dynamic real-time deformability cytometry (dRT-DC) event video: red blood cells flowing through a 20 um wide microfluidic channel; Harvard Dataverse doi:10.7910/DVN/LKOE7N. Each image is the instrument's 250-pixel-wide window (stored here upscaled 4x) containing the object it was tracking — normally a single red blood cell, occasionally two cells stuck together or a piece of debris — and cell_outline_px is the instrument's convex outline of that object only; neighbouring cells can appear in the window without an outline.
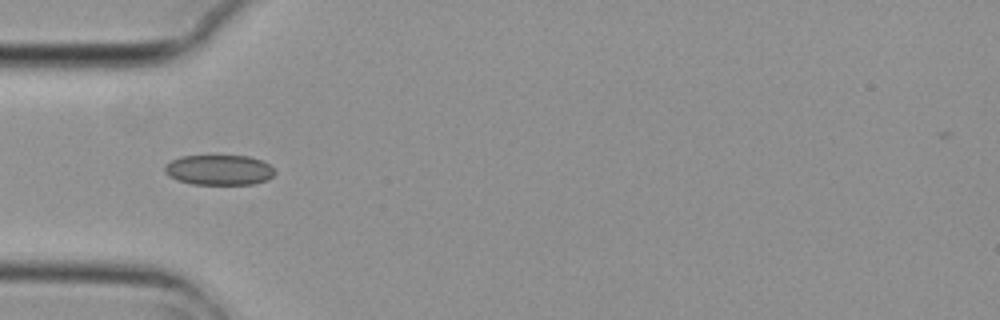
{"species": "common noctule bat (a hibernating species)", "species_latin": "Nyctalus noctula", "temperature_condition": "cold", "stored_images_in_passage": 9, "camera_frame_rate_fps": 3000, "um_per_image_px": 0.085, "animal": {"sex": "female", "body_mass_g": 29.2, "forearm_length_mm": 56.3}, "frame": {"image": 1, "passage_image": 4, "time_ms": 1.0, "image_size_px": [1000, 320], "cell_outline_px": [[276, 172], [268, 180], [252, 184], [192, 184], [176, 180], [168, 176], [164, 172], [164, 168], [172, 160], [180, 156], [248, 156], [260, 160], [268, 164]], "centroid_in_image_um": [18.61, 14.45], "position_along_channel_um": 66.4, "area_um2": 19.31}}
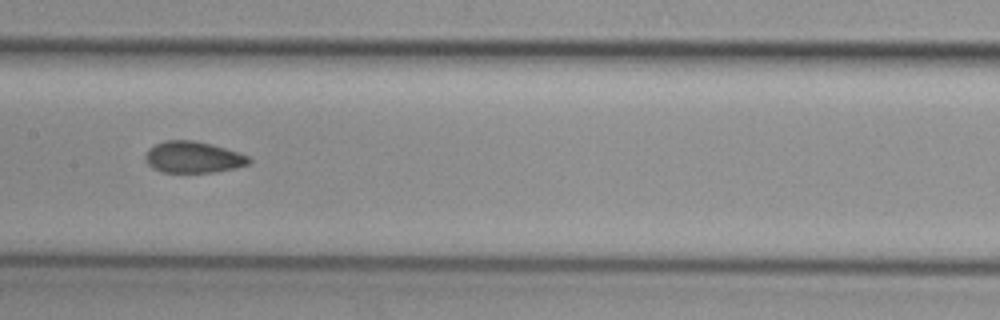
{"frame": {"image": 2, "passage_image": 7, "time_ms": 2.0, "image_size_px": [1000, 320], "cell_outline_px": [[252, 160], [248, 164], [236, 168], [216, 172], [160, 172], [152, 168], [144, 160], [144, 156], [148, 148], [164, 140], [192, 140], [212, 144], [248, 156]], "centroid_in_image_um": [16.38, 13.36], "position_along_channel_um": 191.0, "area_um2": 19.07}}
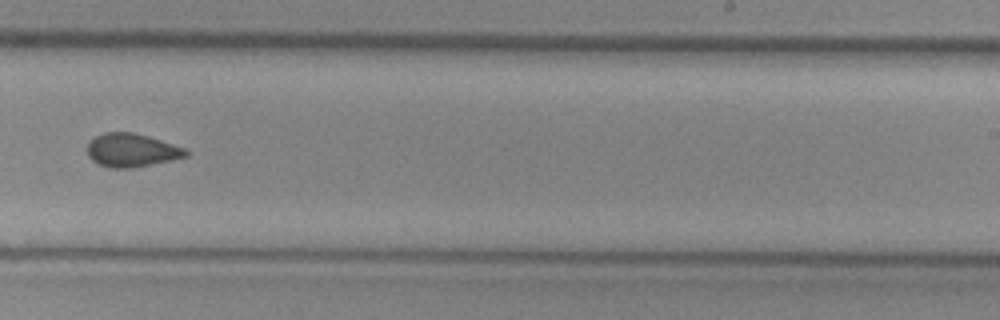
{"frame": {"image": 3, "passage_image": 9, "time_ms": 2.667, "image_size_px": [1000, 320], "cell_outline_px": [[188, 156], [172, 160], [132, 168], [108, 168], [92, 160], [88, 156], [88, 140], [104, 132], [132, 132], [148, 136], [184, 148], [188, 152]], "centroid_in_image_um": [11.16, 12.77], "position_along_channel_um": 277.8, "area_um2": 19.13}}